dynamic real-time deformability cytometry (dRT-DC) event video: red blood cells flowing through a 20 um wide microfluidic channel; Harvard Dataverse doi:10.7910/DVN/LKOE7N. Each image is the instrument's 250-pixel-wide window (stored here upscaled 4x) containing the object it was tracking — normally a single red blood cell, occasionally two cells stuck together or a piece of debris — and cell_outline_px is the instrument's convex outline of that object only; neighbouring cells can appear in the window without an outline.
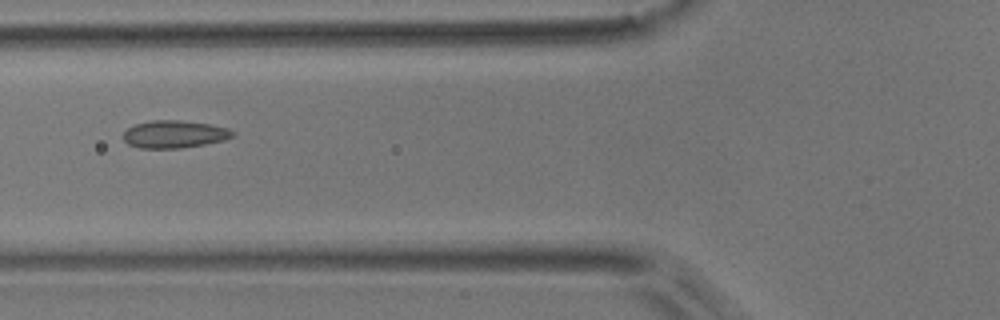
{"species": "common noctule bat (a hibernating species)", "species_latin": "Nyctalus noctula", "temperature_condition": "room temperature", "stored_images_in_passage": 7, "camera_frame_rate_fps": 3000, "um_per_image_px": 0.085, "animal": {"sex": "male", "body_mass_g": 17.9}, "frame": {"image": 1, "passage_image": 7, "time_ms": 2.0, "image_size_px": [1000, 320], "cell_outline_px": [[236, 136], [224, 140], [204, 144], [180, 148], [140, 148], [128, 144], [124, 140], [124, 132], [128, 128], [136, 124], [152, 120], [180, 120], [208, 124], [228, 128], [236, 132]], "centroid_in_image_um": [14.85, 11.41], "position_along_channel_um": 110.9, "area_um2": 17.51}}